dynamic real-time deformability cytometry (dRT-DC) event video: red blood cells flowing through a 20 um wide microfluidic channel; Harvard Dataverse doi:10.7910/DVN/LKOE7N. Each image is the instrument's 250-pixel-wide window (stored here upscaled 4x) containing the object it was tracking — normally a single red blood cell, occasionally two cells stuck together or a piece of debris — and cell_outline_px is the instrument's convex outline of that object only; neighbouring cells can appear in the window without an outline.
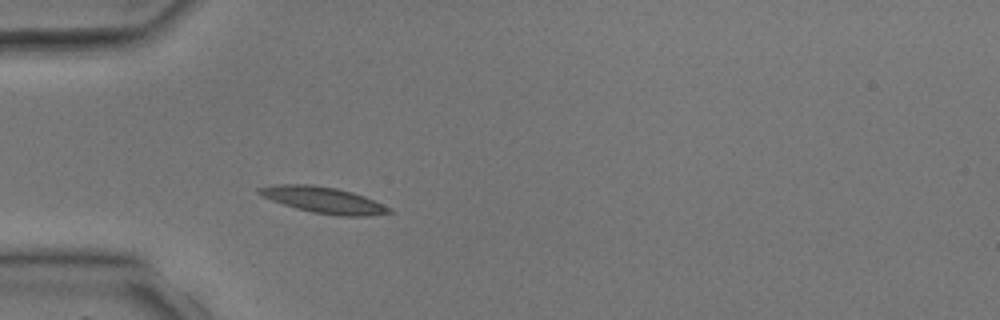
{"species": "common noctule bat (a hibernating species)", "species_latin": "Nyctalus noctula", "temperature_condition": "room temperature", "stored_images_in_passage": 1, "camera_frame_rate_fps": 3000, "um_per_image_px": 0.085, "animal": {"sex": "male", "body_mass_g": 17.9, "forearm_length_mm": 54.2}, "frame": {"image": 1, "passage_image": 1, "time_ms": 0.0, "image_size_px": [1000, 320], "cell_outline_px": [[396, 212], [368, 216], [336, 216], [312, 212], [296, 208], [272, 200], [256, 192], [256, 188], [276, 184], [312, 184], [336, 188], [352, 192], [364, 196], [392, 208]], "centroid_in_image_um": [27.53, 17.0], "position_along_channel_um": 57.5, "area_um2": 19.94}}